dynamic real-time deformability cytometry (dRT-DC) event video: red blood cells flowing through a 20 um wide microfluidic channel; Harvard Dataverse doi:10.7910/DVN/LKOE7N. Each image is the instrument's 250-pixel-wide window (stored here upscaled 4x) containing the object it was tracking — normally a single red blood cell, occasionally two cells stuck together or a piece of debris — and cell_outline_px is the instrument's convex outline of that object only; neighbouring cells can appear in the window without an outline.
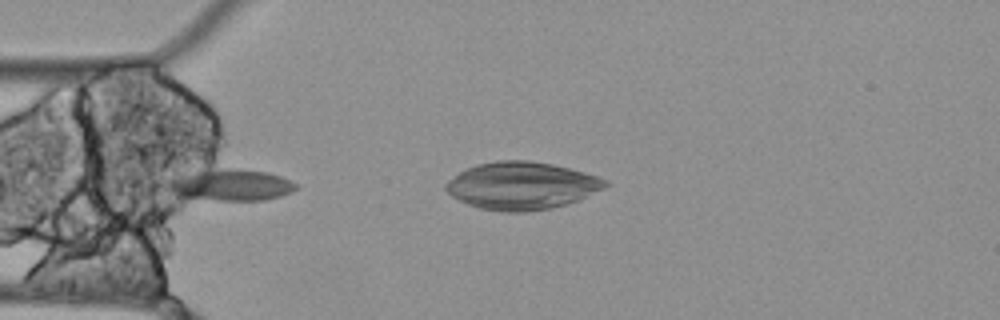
{"species": "Egyptian fruit bat (a non-hibernating species)", "species_latin": "Rousettus aegyptiacus", "temperature_condition": "cold", "stored_images_in_passage": 40, "camera_frame_rate_fps": 3000, "um_per_image_px": 0.085, "animal": {"sex": "female"}, "frame": {"image": 1, "passage_image": 13, "time_ms": 4.0, "image_size_px": [1000, 320], "cell_outline_px": [[296, 188], [292, 192], [280, 196], [264, 200], [220, 200], [180, 196], [164, 188], [164, 184], [168, 176], [180, 172], [228, 168], [268, 172], [280, 176], [296, 184]], "centroid_in_image_um": [19.46, 15.7], "position_along_channel_um": 65.5, "area_um2": 23.93}}
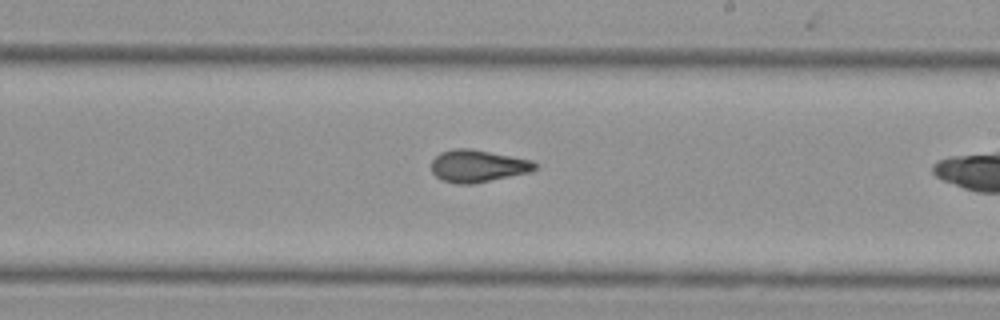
{"frame": {"image": 2, "passage_image": 28, "time_ms": 9.0, "image_size_px": [1000, 320], "cell_outline_px": [[540, 164], [532, 172], [472, 184], [456, 184], [440, 180], [432, 172], [432, 160], [440, 152], [456, 148], [472, 148], [532, 160]], "centroid_in_image_um": [40.64, 14.11], "position_along_channel_um": 248.4, "area_um2": 19.77}}
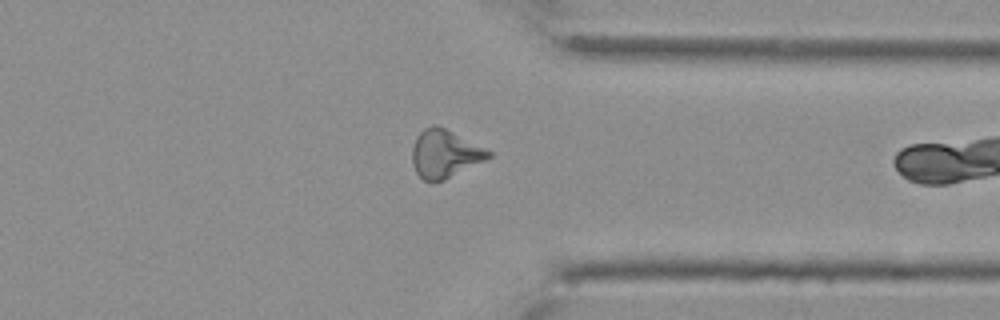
{"frame": {"image": 3, "passage_image": 39, "time_ms": 12.667, "image_size_px": [1000, 320], "cell_outline_px": [[492, 156], [444, 180], [424, 180], [416, 172], [412, 164], [412, 148], [416, 136], [424, 128], [432, 124], [436, 124], [492, 152]], "centroid_in_image_um": [37.76, 13.05], "position_along_channel_um": 373.6, "area_um2": 20.87}}